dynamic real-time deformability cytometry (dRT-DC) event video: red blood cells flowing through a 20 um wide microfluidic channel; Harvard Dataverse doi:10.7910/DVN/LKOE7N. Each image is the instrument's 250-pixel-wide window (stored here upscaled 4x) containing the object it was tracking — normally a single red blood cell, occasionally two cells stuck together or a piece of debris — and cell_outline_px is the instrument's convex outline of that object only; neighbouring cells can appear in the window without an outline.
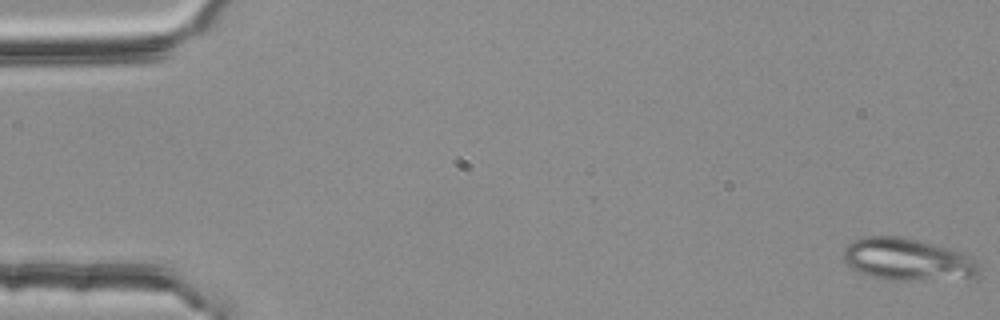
{"species": "common noctule bat (a hibernating species)", "species_latin": "Nyctalus noctula", "temperature_condition": "room temperature", "stored_images_in_passage": 54, "camera_frame_rate_fps": 3000, "um_per_image_px": 0.085, "animal": {"sex": "female", "body_mass_g": 25.1}, "frame": {"image": 1, "passage_image": 1, "time_ms": 0.0, "image_size_px": [1000, 320], "cell_outline_px": [[980, 272], [976, 276], [920, 280], [888, 280], [872, 276], [860, 272], [852, 268], [844, 260], [844, 248], [848, 244], [864, 236], [904, 236], [948, 248], [960, 252], [976, 260], [980, 268]], "centroid_in_image_um": [77.12, 22.04], "position_along_channel_um": 7.9, "area_um2": 33.0}}
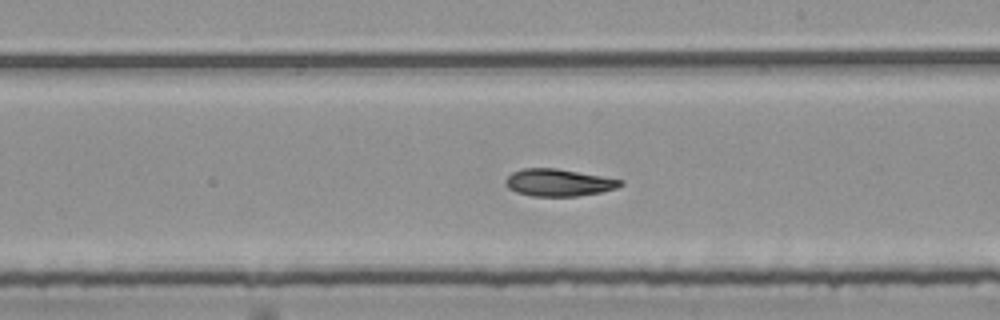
{"frame": {"image": 2, "passage_image": 32, "time_ms": 10.333, "image_size_px": [1000, 320], "cell_outline_px": [[624, 184], [616, 188], [600, 192], [576, 196], [532, 196], [516, 192], [508, 188], [504, 184], [504, 180], [512, 172], [524, 168], [556, 168], [624, 180]], "centroid_in_image_um": [47.45, 15.52], "position_along_channel_um": 241.5, "area_um2": 18.21}}
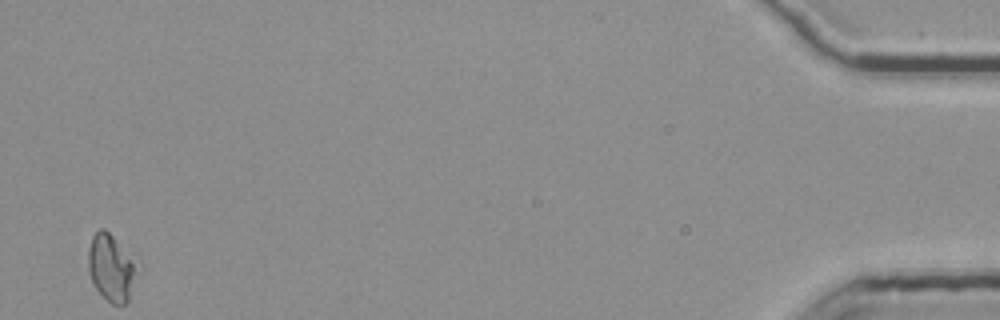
{"frame": {"image": 3, "passage_image": 54, "time_ms": 17.667, "image_size_px": [1000, 320], "cell_outline_px": [[136, 268], [128, 300], [124, 304], [112, 304], [96, 288], [88, 272], [88, 248], [92, 236], [100, 228], [104, 228], [112, 236], [136, 264]], "centroid_in_image_um": [9.39, 22.74], "position_along_channel_um": 425.8, "area_um2": 18.15}}